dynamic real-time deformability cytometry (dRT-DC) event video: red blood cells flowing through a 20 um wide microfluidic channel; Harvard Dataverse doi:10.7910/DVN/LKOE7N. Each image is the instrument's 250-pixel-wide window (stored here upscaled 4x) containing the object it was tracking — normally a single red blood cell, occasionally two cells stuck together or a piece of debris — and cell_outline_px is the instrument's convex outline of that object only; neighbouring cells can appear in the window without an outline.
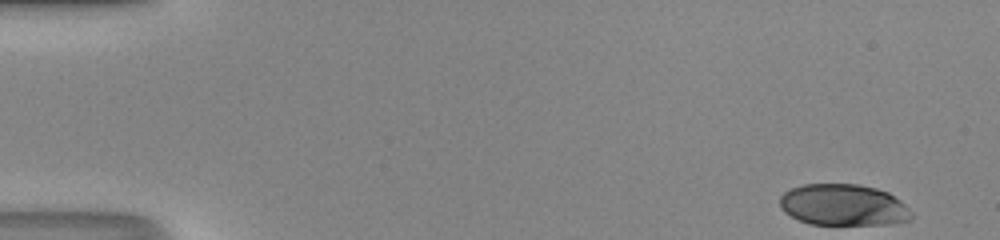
{"species": "human", "species_latin": "Homo sapiens", "temperature_condition": "room temperature", "stored_images_in_passage": 48, "camera_frame_rate_fps": 3000, "um_per_image_px": 0.085, "donor": {"sex": "male"}, "frame": {"image": 1, "passage_image": 1, "time_ms": 0.0, "image_size_px": [1000, 240], "cell_outline_px": [[912, 220], [888, 224], [808, 224], [784, 212], [780, 208], [780, 196], [784, 192], [792, 188], [804, 184], [860, 184], [876, 188], [888, 192], [900, 200], [912, 212]], "centroid_in_image_um": [71.69, 17.42], "position_along_channel_um": 13.3, "area_um2": 31.85}}
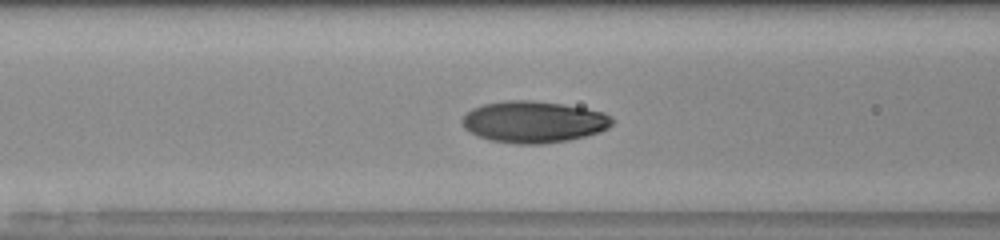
{"frame": {"image": 2, "passage_image": 19, "time_ms": 6.0, "image_size_px": [1000, 240], "cell_outline_px": [[612, 124], [608, 128], [600, 132], [568, 140], [544, 144], [516, 144], [488, 140], [464, 128], [460, 120], [472, 108], [484, 104], [504, 100], [532, 100], [560, 104], [584, 108], [604, 112], [612, 116]], "centroid_in_image_um": [45.36, 10.36], "position_along_channel_um": 121.2, "area_um2": 36.36}}
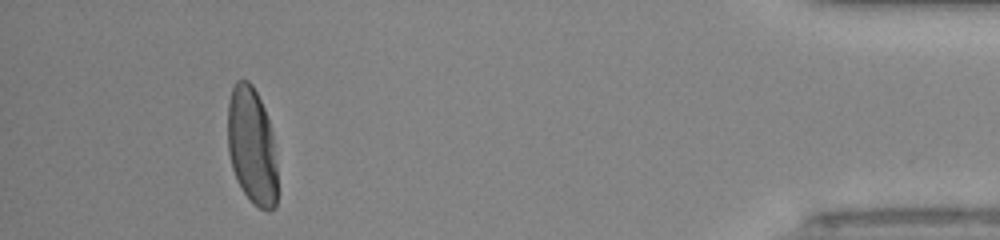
{"frame": {"image": 3, "passage_image": 44, "time_ms": 14.333, "image_size_px": [1000, 240], "cell_outline_px": [[276, 208], [268, 212], [260, 208], [244, 192], [236, 180], [232, 168], [228, 152], [228, 104], [232, 88], [236, 80], [248, 80], [252, 84], [264, 108], [272, 132], [276, 164]], "centroid_in_image_um": [21.4, 12.4], "position_along_channel_um": 413.8, "area_um2": 33.76}, "authors_computed_cell_mechanics": {"area_um2": 34.2465, "velocity_mm_per_s": 4.2423, "shape_relaxation_time_tau1_ms": 2.9117, "shape_relaxation_time_tau2_ms": null, "deformation_change_tau1": 0.1801, "deformation_change_tau2": null}}